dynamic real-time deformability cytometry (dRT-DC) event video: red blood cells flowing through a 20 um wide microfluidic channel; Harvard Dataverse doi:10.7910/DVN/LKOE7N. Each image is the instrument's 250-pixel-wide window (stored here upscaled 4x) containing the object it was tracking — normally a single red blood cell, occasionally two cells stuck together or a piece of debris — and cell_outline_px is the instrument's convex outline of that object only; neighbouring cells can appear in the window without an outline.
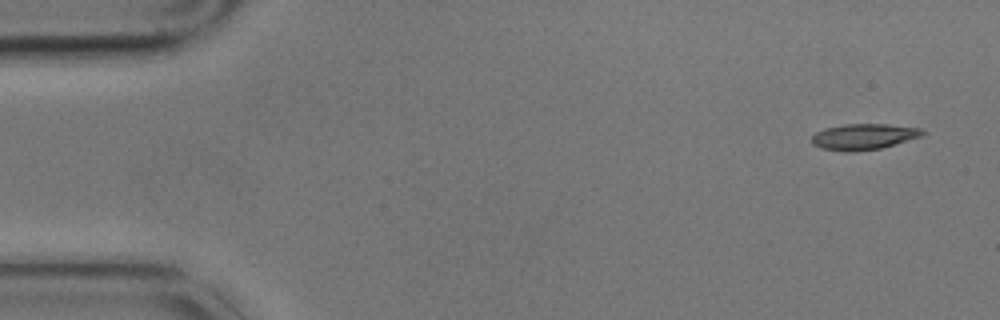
{"species": "common noctule bat (a hibernating species)", "species_latin": "Nyctalus noctula", "temperature_condition": "cold", "stored_images_in_passage": 6, "camera_frame_rate_fps": 3000, "um_per_image_px": 0.085, "animal": {"sex": "male", "body_mass_g": 17.9}, "frame": {"image": 1, "passage_image": 1, "time_ms": 0.0, "image_size_px": [1000, 320], "cell_outline_px": [[928, 132], [924, 136], [880, 148], [852, 152], [844, 152], [820, 148], [812, 144], [812, 136], [816, 132], [824, 128], [844, 124], [888, 124], [920, 128]], "centroid_in_image_um": [73.43, 11.61], "position_along_channel_um": 11.6, "area_um2": 16.94}}
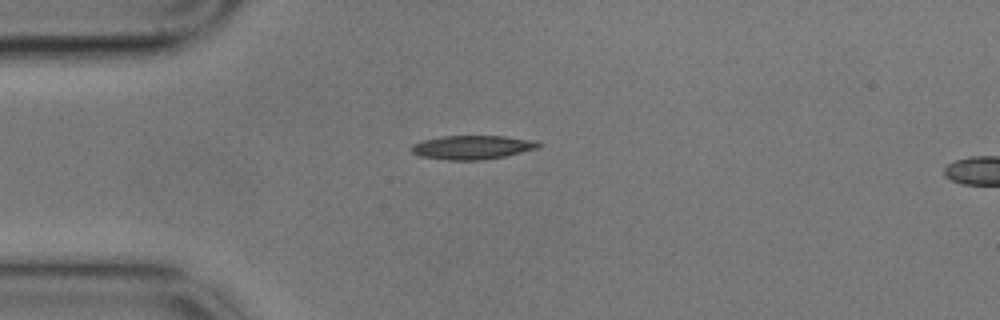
{"frame": {"image": 2, "passage_image": 4, "time_ms": 1.0, "image_size_px": [1000, 320], "cell_outline_px": [[544, 144], [540, 148], [504, 156], [480, 160], [448, 160], [420, 156], [412, 152], [412, 144], [424, 140], [444, 136], [504, 136], [536, 140]], "centroid_in_image_um": [40.21, 12.52], "position_along_channel_um": 44.8, "area_um2": 17.69}}